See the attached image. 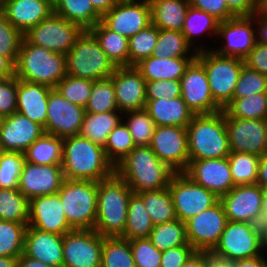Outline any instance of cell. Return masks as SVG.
<instances>
[{"mask_svg":"<svg viewBox=\"0 0 267 267\" xmlns=\"http://www.w3.org/2000/svg\"><path fill=\"white\" fill-rule=\"evenodd\" d=\"M62 170L67 180L98 182L115 173L104 147L80 134L63 138Z\"/></svg>","mask_w":267,"mask_h":267,"instance_id":"cell-1","label":"cell"},{"mask_svg":"<svg viewBox=\"0 0 267 267\" xmlns=\"http://www.w3.org/2000/svg\"><path fill=\"white\" fill-rule=\"evenodd\" d=\"M115 173L133 193H139L168 187L176 172L160 161L149 146H136L115 166Z\"/></svg>","mask_w":267,"mask_h":267,"instance_id":"cell-2","label":"cell"},{"mask_svg":"<svg viewBox=\"0 0 267 267\" xmlns=\"http://www.w3.org/2000/svg\"><path fill=\"white\" fill-rule=\"evenodd\" d=\"M186 130L189 161L225 158L231 153L224 110L194 114Z\"/></svg>","mask_w":267,"mask_h":267,"instance_id":"cell-3","label":"cell"},{"mask_svg":"<svg viewBox=\"0 0 267 267\" xmlns=\"http://www.w3.org/2000/svg\"><path fill=\"white\" fill-rule=\"evenodd\" d=\"M133 194L116 173L98 181L97 219L94 230L102 237H121L127 221L129 198Z\"/></svg>","mask_w":267,"mask_h":267,"instance_id":"cell-4","label":"cell"},{"mask_svg":"<svg viewBox=\"0 0 267 267\" xmlns=\"http://www.w3.org/2000/svg\"><path fill=\"white\" fill-rule=\"evenodd\" d=\"M66 75V55L22 40L15 63L18 79L56 88Z\"/></svg>","mask_w":267,"mask_h":267,"instance_id":"cell-5","label":"cell"},{"mask_svg":"<svg viewBox=\"0 0 267 267\" xmlns=\"http://www.w3.org/2000/svg\"><path fill=\"white\" fill-rule=\"evenodd\" d=\"M116 66L90 30H83L66 54L67 75L97 81L110 78Z\"/></svg>","mask_w":267,"mask_h":267,"instance_id":"cell-6","label":"cell"},{"mask_svg":"<svg viewBox=\"0 0 267 267\" xmlns=\"http://www.w3.org/2000/svg\"><path fill=\"white\" fill-rule=\"evenodd\" d=\"M63 211L73 229H94L97 219L98 182L67 180L57 192Z\"/></svg>","mask_w":267,"mask_h":267,"instance_id":"cell-7","label":"cell"},{"mask_svg":"<svg viewBox=\"0 0 267 267\" xmlns=\"http://www.w3.org/2000/svg\"><path fill=\"white\" fill-rule=\"evenodd\" d=\"M196 60L206 71L214 101L223 109L233 99L244 60L221 56L212 49L197 52Z\"/></svg>","mask_w":267,"mask_h":267,"instance_id":"cell-8","label":"cell"},{"mask_svg":"<svg viewBox=\"0 0 267 267\" xmlns=\"http://www.w3.org/2000/svg\"><path fill=\"white\" fill-rule=\"evenodd\" d=\"M210 253L228 262L262 255L259 225L228 221L218 244Z\"/></svg>","mask_w":267,"mask_h":267,"instance_id":"cell-9","label":"cell"},{"mask_svg":"<svg viewBox=\"0 0 267 267\" xmlns=\"http://www.w3.org/2000/svg\"><path fill=\"white\" fill-rule=\"evenodd\" d=\"M83 29L76 23L52 13L47 19L29 28L23 39L27 43L66 55Z\"/></svg>","mask_w":267,"mask_h":267,"instance_id":"cell-10","label":"cell"},{"mask_svg":"<svg viewBox=\"0 0 267 267\" xmlns=\"http://www.w3.org/2000/svg\"><path fill=\"white\" fill-rule=\"evenodd\" d=\"M168 188L176 217L182 222L214 206L220 200L215 193L196 184L183 172L172 176Z\"/></svg>","mask_w":267,"mask_h":267,"instance_id":"cell-11","label":"cell"},{"mask_svg":"<svg viewBox=\"0 0 267 267\" xmlns=\"http://www.w3.org/2000/svg\"><path fill=\"white\" fill-rule=\"evenodd\" d=\"M228 222L220 200L212 207L185 221L188 243L199 252H211Z\"/></svg>","mask_w":267,"mask_h":267,"instance_id":"cell-12","label":"cell"},{"mask_svg":"<svg viewBox=\"0 0 267 267\" xmlns=\"http://www.w3.org/2000/svg\"><path fill=\"white\" fill-rule=\"evenodd\" d=\"M218 37L223 41V45L215 49L212 46L215 53L244 60L257 43L254 14L238 15L220 22L217 39Z\"/></svg>","mask_w":267,"mask_h":267,"instance_id":"cell-13","label":"cell"},{"mask_svg":"<svg viewBox=\"0 0 267 267\" xmlns=\"http://www.w3.org/2000/svg\"><path fill=\"white\" fill-rule=\"evenodd\" d=\"M103 237L94 229L63 235V267H101Z\"/></svg>","mask_w":267,"mask_h":267,"instance_id":"cell-14","label":"cell"},{"mask_svg":"<svg viewBox=\"0 0 267 267\" xmlns=\"http://www.w3.org/2000/svg\"><path fill=\"white\" fill-rule=\"evenodd\" d=\"M101 22L109 30L130 39L151 24L149 0H120L102 16Z\"/></svg>","mask_w":267,"mask_h":267,"instance_id":"cell-15","label":"cell"},{"mask_svg":"<svg viewBox=\"0 0 267 267\" xmlns=\"http://www.w3.org/2000/svg\"><path fill=\"white\" fill-rule=\"evenodd\" d=\"M149 147L160 161L176 173L187 169L189 154L186 127L158 126Z\"/></svg>","mask_w":267,"mask_h":267,"instance_id":"cell-16","label":"cell"},{"mask_svg":"<svg viewBox=\"0 0 267 267\" xmlns=\"http://www.w3.org/2000/svg\"><path fill=\"white\" fill-rule=\"evenodd\" d=\"M231 152L267 153V119H240L225 112Z\"/></svg>","mask_w":267,"mask_h":267,"instance_id":"cell-17","label":"cell"},{"mask_svg":"<svg viewBox=\"0 0 267 267\" xmlns=\"http://www.w3.org/2000/svg\"><path fill=\"white\" fill-rule=\"evenodd\" d=\"M263 189L257 184L234 186L220 197L228 221L262 223Z\"/></svg>","mask_w":267,"mask_h":267,"instance_id":"cell-18","label":"cell"},{"mask_svg":"<svg viewBox=\"0 0 267 267\" xmlns=\"http://www.w3.org/2000/svg\"><path fill=\"white\" fill-rule=\"evenodd\" d=\"M85 108L69 102L53 88L48 96L47 120L44 132L60 138L80 134Z\"/></svg>","mask_w":267,"mask_h":267,"instance_id":"cell-19","label":"cell"},{"mask_svg":"<svg viewBox=\"0 0 267 267\" xmlns=\"http://www.w3.org/2000/svg\"><path fill=\"white\" fill-rule=\"evenodd\" d=\"M181 97L194 114L223 110L213 99L204 67L194 59L180 79Z\"/></svg>","mask_w":267,"mask_h":267,"instance_id":"cell-20","label":"cell"},{"mask_svg":"<svg viewBox=\"0 0 267 267\" xmlns=\"http://www.w3.org/2000/svg\"><path fill=\"white\" fill-rule=\"evenodd\" d=\"M183 173L196 184L215 193L219 198L235 186L228 157L189 161Z\"/></svg>","mask_w":267,"mask_h":267,"instance_id":"cell-21","label":"cell"},{"mask_svg":"<svg viewBox=\"0 0 267 267\" xmlns=\"http://www.w3.org/2000/svg\"><path fill=\"white\" fill-rule=\"evenodd\" d=\"M64 180L62 165H37L25 161L18 190L31 200L38 196L56 194Z\"/></svg>","mask_w":267,"mask_h":267,"instance_id":"cell-22","label":"cell"},{"mask_svg":"<svg viewBox=\"0 0 267 267\" xmlns=\"http://www.w3.org/2000/svg\"><path fill=\"white\" fill-rule=\"evenodd\" d=\"M60 196L43 195L29 200L28 226L38 230L65 235L73 230L63 211Z\"/></svg>","mask_w":267,"mask_h":267,"instance_id":"cell-23","label":"cell"},{"mask_svg":"<svg viewBox=\"0 0 267 267\" xmlns=\"http://www.w3.org/2000/svg\"><path fill=\"white\" fill-rule=\"evenodd\" d=\"M110 78L120 112L145 109L146 81L134 66L116 67Z\"/></svg>","mask_w":267,"mask_h":267,"instance_id":"cell-24","label":"cell"},{"mask_svg":"<svg viewBox=\"0 0 267 267\" xmlns=\"http://www.w3.org/2000/svg\"><path fill=\"white\" fill-rule=\"evenodd\" d=\"M44 133V128L15 112L0 122V141L5 151L22 152Z\"/></svg>","mask_w":267,"mask_h":267,"instance_id":"cell-25","label":"cell"},{"mask_svg":"<svg viewBox=\"0 0 267 267\" xmlns=\"http://www.w3.org/2000/svg\"><path fill=\"white\" fill-rule=\"evenodd\" d=\"M23 254L47 265L63 267V235L27 226Z\"/></svg>","mask_w":267,"mask_h":267,"instance_id":"cell-26","label":"cell"},{"mask_svg":"<svg viewBox=\"0 0 267 267\" xmlns=\"http://www.w3.org/2000/svg\"><path fill=\"white\" fill-rule=\"evenodd\" d=\"M4 17L22 34L53 13V0H1Z\"/></svg>","mask_w":267,"mask_h":267,"instance_id":"cell-27","label":"cell"},{"mask_svg":"<svg viewBox=\"0 0 267 267\" xmlns=\"http://www.w3.org/2000/svg\"><path fill=\"white\" fill-rule=\"evenodd\" d=\"M53 88L17 78V110L45 128L48 96Z\"/></svg>","mask_w":267,"mask_h":267,"instance_id":"cell-28","label":"cell"},{"mask_svg":"<svg viewBox=\"0 0 267 267\" xmlns=\"http://www.w3.org/2000/svg\"><path fill=\"white\" fill-rule=\"evenodd\" d=\"M145 110L150 114L157 127H187L194 116L182 97L146 99Z\"/></svg>","mask_w":267,"mask_h":267,"instance_id":"cell-29","label":"cell"},{"mask_svg":"<svg viewBox=\"0 0 267 267\" xmlns=\"http://www.w3.org/2000/svg\"><path fill=\"white\" fill-rule=\"evenodd\" d=\"M196 57L157 58L150 56L134 67L145 81L180 80L186 68Z\"/></svg>","mask_w":267,"mask_h":267,"instance_id":"cell-30","label":"cell"},{"mask_svg":"<svg viewBox=\"0 0 267 267\" xmlns=\"http://www.w3.org/2000/svg\"><path fill=\"white\" fill-rule=\"evenodd\" d=\"M151 23L158 29L181 31L190 6L189 0H149Z\"/></svg>","mask_w":267,"mask_h":267,"instance_id":"cell-31","label":"cell"},{"mask_svg":"<svg viewBox=\"0 0 267 267\" xmlns=\"http://www.w3.org/2000/svg\"><path fill=\"white\" fill-rule=\"evenodd\" d=\"M219 23L220 21L214 16L206 13L205 11L189 6L181 33L184 35L191 47L197 52L211 50V47L206 48L205 44L202 42L200 45V41H198L199 44L194 42H197L200 36H203L202 34L204 33V36H214V38H217Z\"/></svg>","mask_w":267,"mask_h":267,"instance_id":"cell-32","label":"cell"},{"mask_svg":"<svg viewBox=\"0 0 267 267\" xmlns=\"http://www.w3.org/2000/svg\"><path fill=\"white\" fill-rule=\"evenodd\" d=\"M53 13L83 30H90L102 19L90 0H53Z\"/></svg>","mask_w":267,"mask_h":267,"instance_id":"cell-33","label":"cell"},{"mask_svg":"<svg viewBox=\"0 0 267 267\" xmlns=\"http://www.w3.org/2000/svg\"><path fill=\"white\" fill-rule=\"evenodd\" d=\"M122 117L123 113L120 111L85 112L80 135L104 147L108 135L122 121Z\"/></svg>","mask_w":267,"mask_h":267,"instance_id":"cell-34","label":"cell"},{"mask_svg":"<svg viewBox=\"0 0 267 267\" xmlns=\"http://www.w3.org/2000/svg\"><path fill=\"white\" fill-rule=\"evenodd\" d=\"M63 138L43 133L24 152L26 162L37 165H62Z\"/></svg>","mask_w":267,"mask_h":267,"instance_id":"cell-35","label":"cell"},{"mask_svg":"<svg viewBox=\"0 0 267 267\" xmlns=\"http://www.w3.org/2000/svg\"><path fill=\"white\" fill-rule=\"evenodd\" d=\"M90 31L98 39L101 48L116 67L129 66V39L109 30L101 21Z\"/></svg>","mask_w":267,"mask_h":267,"instance_id":"cell-36","label":"cell"},{"mask_svg":"<svg viewBox=\"0 0 267 267\" xmlns=\"http://www.w3.org/2000/svg\"><path fill=\"white\" fill-rule=\"evenodd\" d=\"M153 227L143 200L133 193L129 198L126 226L121 237L128 240L148 238Z\"/></svg>","mask_w":267,"mask_h":267,"instance_id":"cell-37","label":"cell"},{"mask_svg":"<svg viewBox=\"0 0 267 267\" xmlns=\"http://www.w3.org/2000/svg\"><path fill=\"white\" fill-rule=\"evenodd\" d=\"M136 194L143 200L153 225L163 224L177 218L168 187Z\"/></svg>","mask_w":267,"mask_h":267,"instance_id":"cell-38","label":"cell"},{"mask_svg":"<svg viewBox=\"0 0 267 267\" xmlns=\"http://www.w3.org/2000/svg\"><path fill=\"white\" fill-rule=\"evenodd\" d=\"M152 56L157 58L196 57L197 51L191 47L181 31L158 29V40Z\"/></svg>","mask_w":267,"mask_h":267,"instance_id":"cell-39","label":"cell"},{"mask_svg":"<svg viewBox=\"0 0 267 267\" xmlns=\"http://www.w3.org/2000/svg\"><path fill=\"white\" fill-rule=\"evenodd\" d=\"M148 239L159 250L166 251L173 247L186 245L185 222L178 218L163 224L154 225Z\"/></svg>","mask_w":267,"mask_h":267,"instance_id":"cell-40","label":"cell"},{"mask_svg":"<svg viewBox=\"0 0 267 267\" xmlns=\"http://www.w3.org/2000/svg\"><path fill=\"white\" fill-rule=\"evenodd\" d=\"M101 267H135L130 241L122 237H103Z\"/></svg>","mask_w":267,"mask_h":267,"instance_id":"cell-41","label":"cell"},{"mask_svg":"<svg viewBox=\"0 0 267 267\" xmlns=\"http://www.w3.org/2000/svg\"><path fill=\"white\" fill-rule=\"evenodd\" d=\"M223 110L230 117L240 119H267V93L245 98H233Z\"/></svg>","mask_w":267,"mask_h":267,"instance_id":"cell-42","label":"cell"},{"mask_svg":"<svg viewBox=\"0 0 267 267\" xmlns=\"http://www.w3.org/2000/svg\"><path fill=\"white\" fill-rule=\"evenodd\" d=\"M0 220L28 224L29 200L18 189H0Z\"/></svg>","mask_w":267,"mask_h":267,"instance_id":"cell-43","label":"cell"},{"mask_svg":"<svg viewBox=\"0 0 267 267\" xmlns=\"http://www.w3.org/2000/svg\"><path fill=\"white\" fill-rule=\"evenodd\" d=\"M228 161L235 186L257 183L260 156L244 152H231L228 155Z\"/></svg>","mask_w":267,"mask_h":267,"instance_id":"cell-44","label":"cell"},{"mask_svg":"<svg viewBox=\"0 0 267 267\" xmlns=\"http://www.w3.org/2000/svg\"><path fill=\"white\" fill-rule=\"evenodd\" d=\"M28 224L0 220V256L19 258L24 253Z\"/></svg>","mask_w":267,"mask_h":267,"instance_id":"cell-45","label":"cell"},{"mask_svg":"<svg viewBox=\"0 0 267 267\" xmlns=\"http://www.w3.org/2000/svg\"><path fill=\"white\" fill-rule=\"evenodd\" d=\"M122 121L129 129L136 146L150 145L157 126L145 109L123 113Z\"/></svg>","mask_w":267,"mask_h":267,"instance_id":"cell-46","label":"cell"},{"mask_svg":"<svg viewBox=\"0 0 267 267\" xmlns=\"http://www.w3.org/2000/svg\"><path fill=\"white\" fill-rule=\"evenodd\" d=\"M136 147L126 124L121 121L108 135L104 145L107 159L114 167Z\"/></svg>","mask_w":267,"mask_h":267,"instance_id":"cell-47","label":"cell"},{"mask_svg":"<svg viewBox=\"0 0 267 267\" xmlns=\"http://www.w3.org/2000/svg\"><path fill=\"white\" fill-rule=\"evenodd\" d=\"M85 111L89 113L119 111L111 78L93 81L92 92Z\"/></svg>","mask_w":267,"mask_h":267,"instance_id":"cell-48","label":"cell"},{"mask_svg":"<svg viewBox=\"0 0 267 267\" xmlns=\"http://www.w3.org/2000/svg\"><path fill=\"white\" fill-rule=\"evenodd\" d=\"M158 40V28L152 23L132 36L128 41L129 66H135L141 60L152 56Z\"/></svg>","mask_w":267,"mask_h":267,"instance_id":"cell-49","label":"cell"},{"mask_svg":"<svg viewBox=\"0 0 267 267\" xmlns=\"http://www.w3.org/2000/svg\"><path fill=\"white\" fill-rule=\"evenodd\" d=\"M93 81L70 75L64 76L56 90L69 102L86 107L92 92Z\"/></svg>","mask_w":267,"mask_h":267,"instance_id":"cell-50","label":"cell"},{"mask_svg":"<svg viewBox=\"0 0 267 267\" xmlns=\"http://www.w3.org/2000/svg\"><path fill=\"white\" fill-rule=\"evenodd\" d=\"M24 153L6 151L0 159V189H18Z\"/></svg>","mask_w":267,"mask_h":267,"instance_id":"cell-51","label":"cell"},{"mask_svg":"<svg viewBox=\"0 0 267 267\" xmlns=\"http://www.w3.org/2000/svg\"><path fill=\"white\" fill-rule=\"evenodd\" d=\"M258 93H267V76L244 64L235 86L233 98H245Z\"/></svg>","mask_w":267,"mask_h":267,"instance_id":"cell-52","label":"cell"},{"mask_svg":"<svg viewBox=\"0 0 267 267\" xmlns=\"http://www.w3.org/2000/svg\"><path fill=\"white\" fill-rule=\"evenodd\" d=\"M23 34L17 30L4 16L0 18V55L16 63Z\"/></svg>","mask_w":267,"mask_h":267,"instance_id":"cell-53","label":"cell"},{"mask_svg":"<svg viewBox=\"0 0 267 267\" xmlns=\"http://www.w3.org/2000/svg\"><path fill=\"white\" fill-rule=\"evenodd\" d=\"M129 241L135 267H160L162 251H159L148 238Z\"/></svg>","mask_w":267,"mask_h":267,"instance_id":"cell-54","label":"cell"},{"mask_svg":"<svg viewBox=\"0 0 267 267\" xmlns=\"http://www.w3.org/2000/svg\"><path fill=\"white\" fill-rule=\"evenodd\" d=\"M17 110V77L3 79L0 82V116L3 118Z\"/></svg>","mask_w":267,"mask_h":267,"instance_id":"cell-55","label":"cell"},{"mask_svg":"<svg viewBox=\"0 0 267 267\" xmlns=\"http://www.w3.org/2000/svg\"><path fill=\"white\" fill-rule=\"evenodd\" d=\"M181 97L180 80L146 81V99Z\"/></svg>","mask_w":267,"mask_h":267,"instance_id":"cell-56","label":"cell"},{"mask_svg":"<svg viewBox=\"0 0 267 267\" xmlns=\"http://www.w3.org/2000/svg\"><path fill=\"white\" fill-rule=\"evenodd\" d=\"M190 6L205 11L220 22L226 21L236 15L229 9L225 0H189Z\"/></svg>","mask_w":267,"mask_h":267,"instance_id":"cell-57","label":"cell"},{"mask_svg":"<svg viewBox=\"0 0 267 267\" xmlns=\"http://www.w3.org/2000/svg\"><path fill=\"white\" fill-rule=\"evenodd\" d=\"M195 252L189 243L170 248L162 252L160 267H181Z\"/></svg>","mask_w":267,"mask_h":267,"instance_id":"cell-58","label":"cell"},{"mask_svg":"<svg viewBox=\"0 0 267 267\" xmlns=\"http://www.w3.org/2000/svg\"><path fill=\"white\" fill-rule=\"evenodd\" d=\"M244 64L267 76V45L256 43L244 59Z\"/></svg>","mask_w":267,"mask_h":267,"instance_id":"cell-59","label":"cell"},{"mask_svg":"<svg viewBox=\"0 0 267 267\" xmlns=\"http://www.w3.org/2000/svg\"><path fill=\"white\" fill-rule=\"evenodd\" d=\"M229 9L236 15H253L262 8V0H225Z\"/></svg>","mask_w":267,"mask_h":267,"instance_id":"cell-60","label":"cell"},{"mask_svg":"<svg viewBox=\"0 0 267 267\" xmlns=\"http://www.w3.org/2000/svg\"><path fill=\"white\" fill-rule=\"evenodd\" d=\"M256 41L267 45V14L262 10L254 14Z\"/></svg>","mask_w":267,"mask_h":267,"instance_id":"cell-61","label":"cell"},{"mask_svg":"<svg viewBox=\"0 0 267 267\" xmlns=\"http://www.w3.org/2000/svg\"><path fill=\"white\" fill-rule=\"evenodd\" d=\"M232 263L234 267H267V257L262 254L253 258L237 260Z\"/></svg>","mask_w":267,"mask_h":267,"instance_id":"cell-62","label":"cell"},{"mask_svg":"<svg viewBox=\"0 0 267 267\" xmlns=\"http://www.w3.org/2000/svg\"><path fill=\"white\" fill-rule=\"evenodd\" d=\"M257 184L262 189H267V153L260 156L259 166H258V175H257Z\"/></svg>","mask_w":267,"mask_h":267,"instance_id":"cell-63","label":"cell"},{"mask_svg":"<svg viewBox=\"0 0 267 267\" xmlns=\"http://www.w3.org/2000/svg\"><path fill=\"white\" fill-rule=\"evenodd\" d=\"M181 267H207V252L196 251Z\"/></svg>","mask_w":267,"mask_h":267,"instance_id":"cell-64","label":"cell"},{"mask_svg":"<svg viewBox=\"0 0 267 267\" xmlns=\"http://www.w3.org/2000/svg\"><path fill=\"white\" fill-rule=\"evenodd\" d=\"M15 75V65L5 56L0 55V76L3 79Z\"/></svg>","mask_w":267,"mask_h":267,"instance_id":"cell-65","label":"cell"},{"mask_svg":"<svg viewBox=\"0 0 267 267\" xmlns=\"http://www.w3.org/2000/svg\"><path fill=\"white\" fill-rule=\"evenodd\" d=\"M95 10L103 16L107 13L114 5H116L120 0H90Z\"/></svg>","mask_w":267,"mask_h":267,"instance_id":"cell-66","label":"cell"},{"mask_svg":"<svg viewBox=\"0 0 267 267\" xmlns=\"http://www.w3.org/2000/svg\"><path fill=\"white\" fill-rule=\"evenodd\" d=\"M17 267H54L47 265L41 261L31 259L24 254H22L17 261Z\"/></svg>","mask_w":267,"mask_h":267,"instance_id":"cell-67","label":"cell"},{"mask_svg":"<svg viewBox=\"0 0 267 267\" xmlns=\"http://www.w3.org/2000/svg\"><path fill=\"white\" fill-rule=\"evenodd\" d=\"M207 267H234L232 262L218 259L207 252Z\"/></svg>","mask_w":267,"mask_h":267,"instance_id":"cell-68","label":"cell"},{"mask_svg":"<svg viewBox=\"0 0 267 267\" xmlns=\"http://www.w3.org/2000/svg\"><path fill=\"white\" fill-rule=\"evenodd\" d=\"M260 232H261V250L262 254L267 257V221L262 222L260 225Z\"/></svg>","mask_w":267,"mask_h":267,"instance_id":"cell-69","label":"cell"},{"mask_svg":"<svg viewBox=\"0 0 267 267\" xmlns=\"http://www.w3.org/2000/svg\"><path fill=\"white\" fill-rule=\"evenodd\" d=\"M18 258L0 256V267H17Z\"/></svg>","mask_w":267,"mask_h":267,"instance_id":"cell-70","label":"cell"},{"mask_svg":"<svg viewBox=\"0 0 267 267\" xmlns=\"http://www.w3.org/2000/svg\"><path fill=\"white\" fill-rule=\"evenodd\" d=\"M267 221V189H263L262 197V222Z\"/></svg>","mask_w":267,"mask_h":267,"instance_id":"cell-71","label":"cell"},{"mask_svg":"<svg viewBox=\"0 0 267 267\" xmlns=\"http://www.w3.org/2000/svg\"><path fill=\"white\" fill-rule=\"evenodd\" d=\"M261 10L267 14V0H262V8Z\"/></svg>","mask_w":267,"mask_h":267,"instance_id":"cell-72","label":"cell"},{"mask_svg":"<svg viewBox=\"0 0 267 267\" xmlns=\"http://www.w3.org/2000/svg\"><path fill=\"white\" fill-rule=\"evenodd\" d=\"M6 151L4 150V147L2 146V143L0 141V159L2 158L3 154L5 153Z\"/></svg>","mask_w":267,"mask_h":267,"instance_id":"cell-73","label":"cell"},{"mask_svg":"<svg viewBox=\"0 0 267 267\" xmlns=\"http://www.w3.org/2000/svg\"><path fill=\"white\" fill-rule=\"evenodd\" d=\"M4 15H3V4H2V1L0 0V18H2Z\"/></svg>","mask_w":267,"mask_h":267,"instance_id":"cell-74","label":"cell"}]
</instances>
